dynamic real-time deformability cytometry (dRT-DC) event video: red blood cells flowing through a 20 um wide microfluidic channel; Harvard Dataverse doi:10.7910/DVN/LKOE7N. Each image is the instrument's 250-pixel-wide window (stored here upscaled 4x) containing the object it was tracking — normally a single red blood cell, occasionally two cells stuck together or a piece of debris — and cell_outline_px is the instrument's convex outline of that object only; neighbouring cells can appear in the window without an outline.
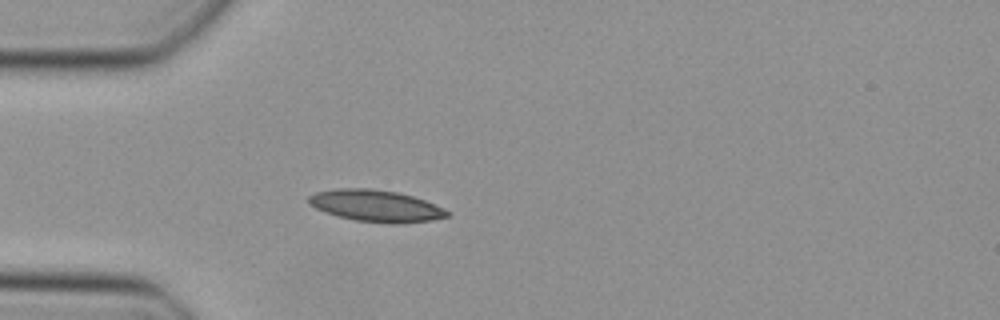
{"species": "Egyptian fruit bat (a non-hibernating species)", "species_latin": "Rousettus aegyptiacus", "temperature_condition": "cold", "stored_images_in_passage": 35, "camera_frame_rate_fps": 3000, "um_per_image_px": 0.085, "animal": {"sex": "female"}, "frame": {"image": 1, "passage_image": 1, "time_ms": 0.0, "image_size_px": [1000, 320], "cell_outline_px": [[448, 216], [432, 220], [396, 224], [392, 224], [356, 220], [324, 212], [308, 204], [308, 196], [316, 192], [340, 188], [368, 188], [396, 192], [412, 196], [424, 200], [444, 208], [448, 212]], "centroid_in_image_um": [31.93, 17.49], "position_along_channel_um": 53.1, "area_um2": 25.37}}
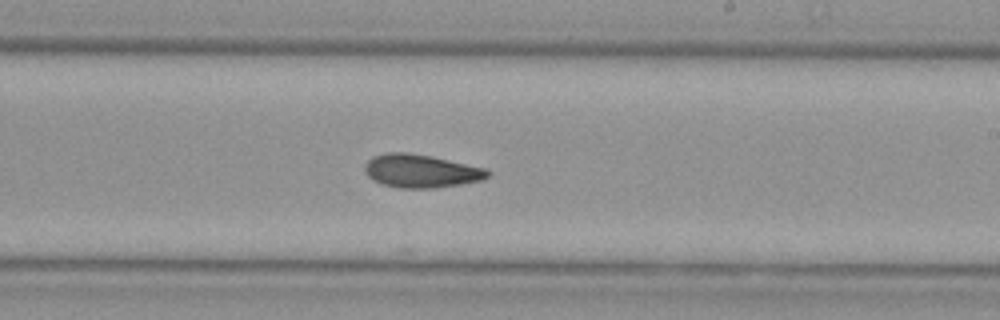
{"frame": {"image": 2, "passage_image": 16, "time_ms": 5.0, "image_size_px": [1000, 320], "cell_outline_px": [[492, 172], [488, 176], [480, 180], [460, 184], [432, 188], [400, 188], [380, 184], [372, 180], [368, 176], [364, 168], [364, 164], [372, 156], [388, 152], [408, 152], [432, 156], [488, 168]], "centroid_in_image_um": [35.77, 14.52], "position_along_channel_um": 253.2, "area_um2": 24.04}}
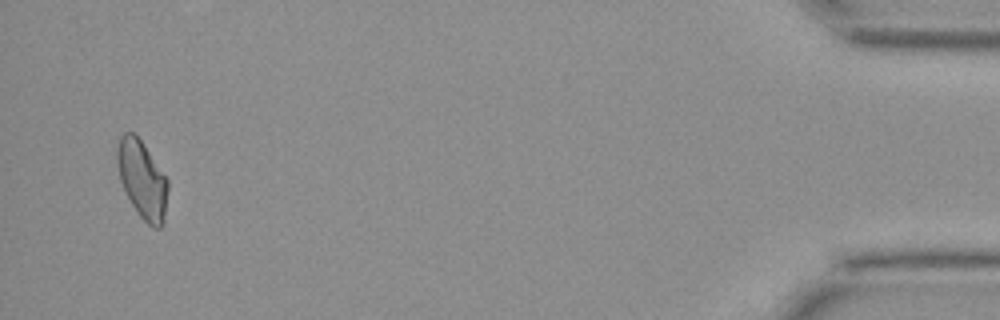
{"frame": {"image": 3, "passage_image": 34, "time_ms": 11.0, "image_size_px": [1000, 320], "cell_outline_px": [[168, 192], [164, 224], [160, 228], [152, 228], [140, 216], [132, 204], [120, 180], [116, 160], [116, 148], [120, 136], [124, 132], [132, 132], [140, 140], [168, 180]], "centroid_in_image_um": [12.09, 15.28], "position_along_channel_um": 423.1, "area_um2": 22.83}}